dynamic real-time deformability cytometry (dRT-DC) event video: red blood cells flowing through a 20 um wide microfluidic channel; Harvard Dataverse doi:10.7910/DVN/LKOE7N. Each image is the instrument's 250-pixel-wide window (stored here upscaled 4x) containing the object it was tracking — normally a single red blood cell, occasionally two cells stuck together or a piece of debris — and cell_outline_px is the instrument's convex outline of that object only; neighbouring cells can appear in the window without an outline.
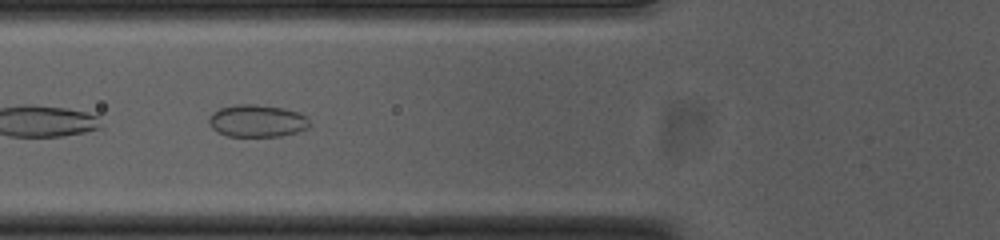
{"species": "common noctule bat (a hibernating species)", "species_latin": "Nyctalus noctula", "temperature_condition": "cold", "stored_images_in_passage": 46, "camera_frame_rate_fps": 3000, "um_per_image_px": 0.085, "animal": {"sex": "female", "body_mass_g": 23.0, "forearm_length_mm": 53.4}, "frame": {"image": 1, "passage_image": 14, "time_ms": 4.333, "image_size_px": [1000, 240], "cell_outline_px": [[312, 124], [308, 128], [296, 132], [280, 136], [228, 136], [212, 128], [208, 124], [208, 116], [212, 112], [220, 108], [236, 104], [256, 104], [284, 108], [300, 112], [308, 116]], "centroid_in_image_um": [21.88, 10.26], "position_along_channel_um": 103.9, "area_um2": 19.25}}
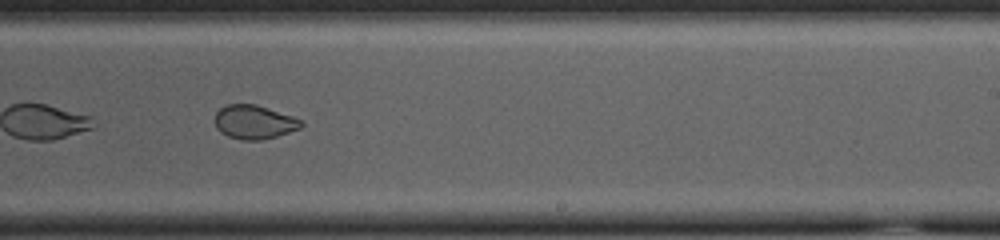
{"frame": {"image": 2, "passage_image": 27, "time_ms": 8.667, "image_size_px": [1000, 240], "cell_outline_px": [[304, 124], [300, 128], [276, 136], [260, 140], [240, 140], [228, 136], [220, 132], [216, 128], [212, 120], [216, 112], [224, 104], [256, 104], [304, 120]], "centroid_in_image_um": [21.56, 10.37], "position_along_channel_um": 267.4, "area_um2": 17.28}, "authors_computed_cell_mechanics": {"area_um2": 20.2589, "velocity_mm_per_s": 3.771, "shape_relaxation_time_tau1_ms": null, "shape_relaxation_time_tau2_ms": 1.1545, "deformation_change_tau1": null, "deformation_change_tau2": 0.0494}}